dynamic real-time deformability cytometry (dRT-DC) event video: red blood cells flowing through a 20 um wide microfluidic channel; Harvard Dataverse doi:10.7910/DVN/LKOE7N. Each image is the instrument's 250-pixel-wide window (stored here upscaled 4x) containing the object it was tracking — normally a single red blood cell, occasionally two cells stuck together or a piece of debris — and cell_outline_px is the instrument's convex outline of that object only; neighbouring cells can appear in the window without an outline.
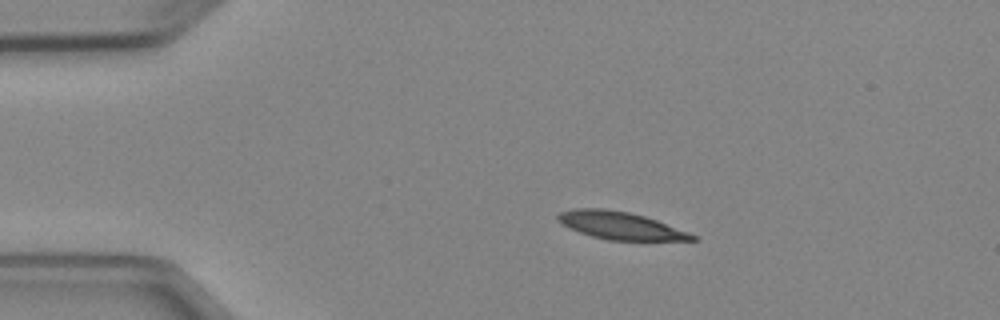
{"species": "Egyptian fruit bat (a non-hibernating species)", "species_latin": "Rousettus aegyptiacus", "temperature_condition": "cold", "stored_images_in_passage": 4, "camera_frame_rate_fps": 3000, "um_per_image_px": 0.085, "animal": {"sex": "female"}, "frame": {"image": 1, "passage_image": 2, "time_ms": 1.0, "image_size_px": [1000, 320], "cell_outline_px": [[696, 240], [608, 240], [592, 236], [568, 228], [556, 220], [556, 216], [560, 212], [576, 208], [604, 208], [628, 212], [644, 216], [656, 220], [688, 232], [696, 236]], "centroid_in_image_um": [52.67, 19.16], "position_along_channel_um": 32.3, "area_um2": 21.39}}
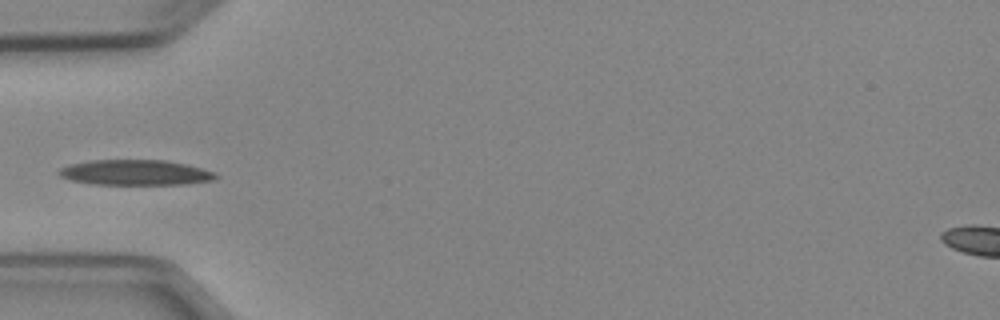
{"frame": {"image": 2, "passage_image": 3, "time_ms": 3.333, "image_size_px": [1000, 320], "cell_outline_px": [[220, 176], [216, 180], [184, 184], [92, 184], [72, 180], [60, 176], [56, 172], [60, 168], [68, 164], [92, 160], [164, 160], [188, 164], [216, 172]], "centroid_in_image_um": [11.55, 14.66], "position_along_channel_um": 73.5, "area_um2": 23.35}}
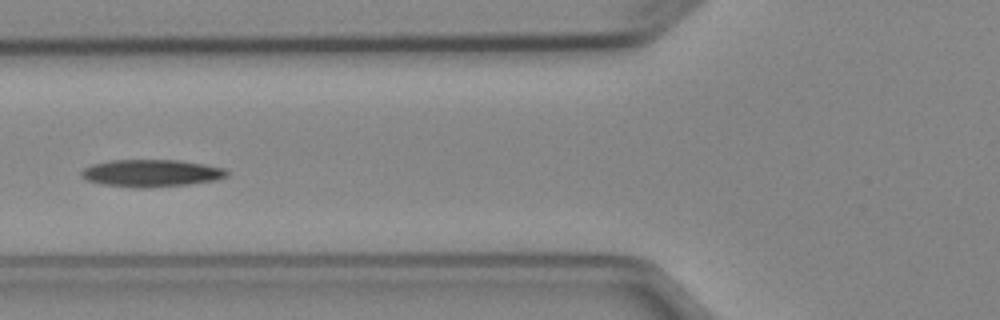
{"frame": {"image": 3, "passage_image": 4, "time_ms": 4.333, "image_size_px": [1000, 320], "cell_outline_px": [[228, 176], [216, 180], [188, 184], [148, 188], [136, 188], [100, 184], [88, 180], [80, 176], [80, 172], [84, 168], [92, 164], [108, 160], [180, 160], [204, 164], [224, 168], [228, 172]], "centroid_in_image_um": [12.84, 14.72], "position_along_channel_um": 113.0, "area_um2": 23.29}}